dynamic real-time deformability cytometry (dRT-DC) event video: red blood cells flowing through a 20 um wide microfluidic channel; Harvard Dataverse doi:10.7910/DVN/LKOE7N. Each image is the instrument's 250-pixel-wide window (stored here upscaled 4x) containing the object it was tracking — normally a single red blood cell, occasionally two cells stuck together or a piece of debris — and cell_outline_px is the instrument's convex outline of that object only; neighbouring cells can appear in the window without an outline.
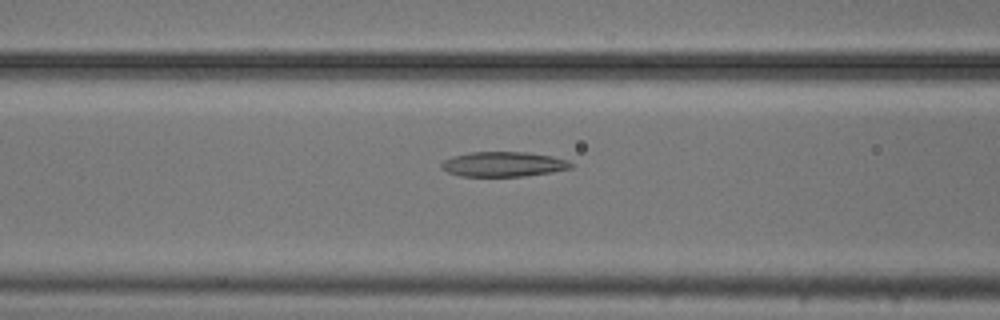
{"species": "common noctule bat (a hibernating species)", "species_latin": "Nyctalus noctula", "temperature_condition": "cold", "stored_images_in_passage": 32, "camera_frame_rate_fps": 3000, "um_per_image_px": 0.085, "animal": {"sex": "male", "body_mass_g": 20.5, "forearm_length_mm": 52.5}, "frame": {"image": 1, "passage_image": 9, "time_ms": 2.667, "image_size_px": [1000, 320], "cell_outline_px": [[572, 168], [552, 172], [524, 176], [460, 176], [448, 172], [440, 168], [440, 164], [444, 160], [452, 156], [468, 152], [528, 152], [552, 156], [568, 160], [572, 164]], "centroid_in_image_um": [42.77, 13.95], "position_along_channel_um": 123.8, "area_um2": 18.9}}
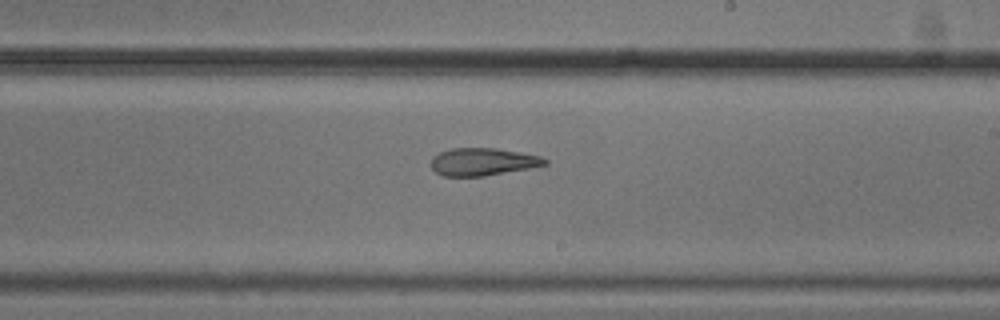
{"frame": {"image": 2, "passage_image": 19, "time_ms": 6.0, "image_size_px": [1000, 320], "cell_outline_px": [[548, 164], [528, 168], [484, 176], [444, 176], [436, 172], [432, 168], [432, 156], [440, 152], [452, 148], [496, 148], [520, 152], [540, 156], [548, 160]], "centroid_in_image_um": [41.03, 13.74], "position_along_channel_um": 248.0, "area_um2": 18.15}}
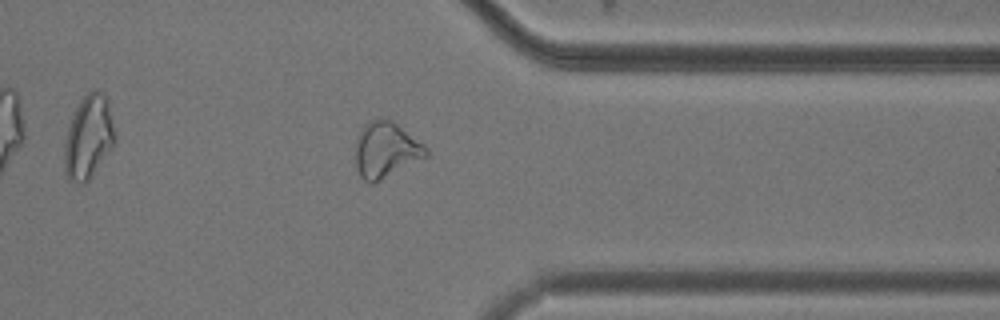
{"frame": {"image": 3, "passage_image": 30, "time_ms": 9.667, "image_size_px": [1000, 320], "cell_outline_px": [[428, 156], [372, 184], [364, 180], [360, 176], [356, 168], [356, 140], [364, 124], [380, 116], [392, 120], [424, 144], [428, 148]], "centroid_in_image_um": [32.8, 12.72], "position_along_channel_um": 378.6, "area_um2": 22.95}}